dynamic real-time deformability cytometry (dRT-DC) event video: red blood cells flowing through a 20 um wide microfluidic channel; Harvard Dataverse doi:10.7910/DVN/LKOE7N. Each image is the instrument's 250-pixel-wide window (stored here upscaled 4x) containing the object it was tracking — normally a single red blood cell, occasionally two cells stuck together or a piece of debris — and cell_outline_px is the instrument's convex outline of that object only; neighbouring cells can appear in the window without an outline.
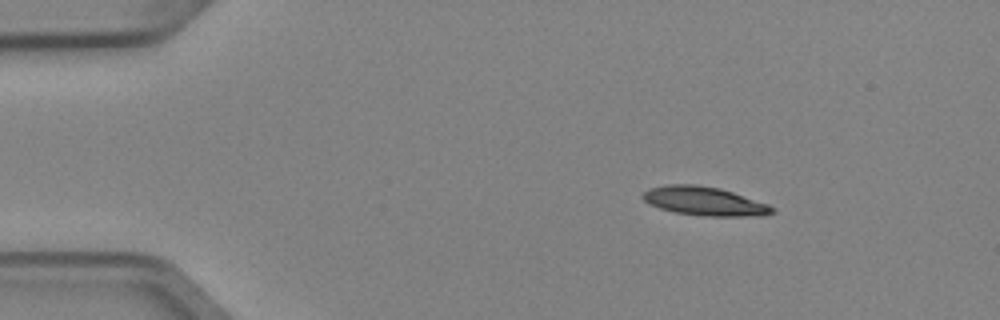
{"species": "Egyptian fruit bat (a non-hibernating species)", "species_latin": "Rousettus aegyptiacus", "temperature_condition": "cold", "stored_images_in_passage": 3, "camera_frame_rate_fps": 3000, "um_per_image_px": 0.085, "animal": {"sex": "female"}, "frame": {"image": 1, "passage_image": 1, "time_ms": 0.0, "image_size_px": [1000, 320], "cell_outline_px": [[776, 212], [764, 216], [708, 216], [676, 212], [660, 208], [648, 204], [640, 196], [648, 188], [668, 184], [696, 184], [720, 188], [768, 204], [776, 208]], "centroid_in_image_um": [59.88, 17.09], "position_along_channel_um": 25.1, "area_um2": 21.79}}